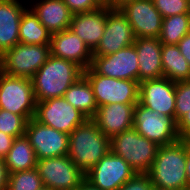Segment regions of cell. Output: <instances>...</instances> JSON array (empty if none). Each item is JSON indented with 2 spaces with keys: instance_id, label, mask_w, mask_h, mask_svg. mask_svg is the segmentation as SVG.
I'll return each instance as SVG.
<instances>
[{
  "instance_id": "f1b7e54d",
  "label": "cell",
  "mask_w": 190,
  "mask_h": 190,
  "mask_svg": "<svg viewBox=\"0 0 190 190\" xmlns=\"http://www.w3.org/2000/svg\"><path fill=\"white\" fill-rule=\"evenodd\" d=\"M34 116H21L10 111L0 109V132L14 138L25 135L28 120Z\"/></svg>"
},
{
  "instance_id": "60d3db41",
  "label": "cell",
  "mask_w": 190,
  "mask_h": 190,
  "mask_svg": "<svg viewBox=\"0 0 190 190\" xmlns=\"http://www.w3.org/2000/svg\"><path fill=\"white\" fill-rule=\"evenodd\" d=\"M100 7L112 8V0H94Z\"/></svg>"
},
{
  "instance_id": "ba28073f",
  "label": "cell",
  "mask_w": 190,
  "mask_h": 190,
  "mask_svg": "<svg viewBox=\"0 0 190 190\" xmlns=\"http://www.w3.org/2000/svg\"><path fill=\"white\" fill-rule=\"evenodd\" d=\"M0 109L34 116L36 100L31 78L13 77L0 71Z\"/></svg>"
},
{
  "instance_id": "2e32d148",
  "label": "cell",
  "mask_w": 190,
  "mask_h": 190,
  "mask_svg": "<svg viewBox=\"0 0 190 190\" xmlns=\"http://www.w3.org/2000/svg\"><path fill=\"white\" fill-rule=\"evenodd\" d=\"M139 103L175 119V82L165 77L139 82Z\"/></svg>"
},
{
  "instance_id": "3957f363",
  "label": "cell",
  "mask_w": 190,
  "mask_h": 190,
  "mask_svg": "<svg viewBox=\"0 0 190 190\" xmlns=\"http://www.w3.org/2000/svg\"><path fill=\"white\" fill-rule=\"evenodd\" d=\"M147 174L154 187L183 190L188 185L185 139L159 146L156 158Z\"/></svg>"
},
{
  "instance_id": "4316f807",
  "label": "cell",
  "mask_w": 190,
  "mask_h": 190,
  "mask_svg": "<svg viewBox=\"0 0 190 190\" xmlns=\"http://www.w3.org/2000/svg\"><path fill=\"white\" fill-rule=\"evenodd\" d=\"M190 32V13L178 14L163 18L160 42L165 45H177Z\"/></svg>"
},
{
  "instance_id": "d590c367",
  "label": "cell",
  "mask_w": 190,
  "mask_h": 190,
  "mask_svg": "<svg viewBox=\"0 0 190 190\" xmlns=\"http://www.w3.org/2000/svg\"><path fill=\"white\" fill-rule=\"evenodd\" d=\"M177 46L190 66V32L178 42Z\"/></svg>"
},
{
  "instance_id": "7402d4cb",
  "label": "cell",
  "mask_w": 190,
  "mask_h": 190,
  "mask_svg": "<svg viewBox=\"0 0 190 190\" xmlns=\"http://www.w3.org/2000/svg\"><path fill=\"white\" fill-rule=\"evenodd\" d=\"M36 1L38 2L36 3ZM36 1L31 3V6L28 4V7L50 33L69 29L73 14L63 0Z\"/></svg>"
},
{
  "instance_id": "4fadbf2b",
  "label": "cell",
  "mask_w": 190,
  "mask_h": 190,
  "mask_svg": "<svg viewBox=\"0 0 190 190\" xmlns=\"http://www.w3.org/2000/svg\"><path fill=\"white\" fill-rule=\"evenodd\" d=\"M133 29L127 17L120 9L107 7V22L98 46L92 51L93 56H106L133 45Z\"/></svg>"
},
{
  "instance_id": "83f0119b",
  "label": "cell",
  "mask_w": 190,
  "mask_h": 190,
  "mask_svg": "<svg viewBox=\"0 0 190 190\" xmlns=\"http://www.w3.org/2000/svg\"><path fill=\"white\" fill-rule=\"evenodd\" d=\"M44 187L36 168L8 174L6 190H40Z\"/></svg>"
},
{
  "instance_id": "8992f818",
  "label": "cell",
  "mask_w": 190,
  "mask_h": 190,
  "mask_svg": "<svg viewBox=\"0 0 190 190\" xmlns=\"http://www.w3.org/2000/svg\"><path fill=\"white\" fill-rule=\"evenodd\" d=\"M83 75L92 86L98 107L113 103L137 104L139 102V82L116 79L97 74L91 67Z\"/></svg>"
},
{
  "instance_id": "8fae6325",
  "label": "cell",
  "mask_w": 190,
  "mask_h": 190,
  "mask_svg": "<svg viewBox=\"0 0 190 190\" xmlns=\"http://www.w3.org/2000/svg\"><path fill=\"white\" fill-rule=\"evenodd\" d=\"M135 174L125 159L110 151L85 174V180L101 190H118Z\"/></svg>"
},
{
  "instance_id": "b9f144b4",
  "label": "cell",
  "mask_w": 190,
  "mask_h": 190,
  "mask_svg": "<svg viewBox=\"0 0 190 190\" xmlns=\"http://www.w3.org/2000/svg\"><path fill=\"white\" fill-rule=\"evenodd\" d=\"M151 190H167V189L157 188L153 186Z\"/></svg>"
},
{
  "instance_id": "4dcf8cb0",
  "label": "cell",
  "mask_w": 190,
  "mask_h": 190,
  "mask_svg": "<svg viewBox=\"0 0 190 190\" xmlns=\"http://www.w3.org/2000/svg\"><path fill=\"white\" fill-rule=\"evenodd\" d=\"M163 18L190 13V0H152Z\"/></svg>"
},
{
  "instance_id": "cb8c5ba5",
  "label": "cell",
  "mask_w": 190,
  "mask_h": 190,
  "mask_svg": "<svg viewBox=\"0 0 190 190\" xmlns=\"http://www.w3.org/2000/svg\"><path fill=\"white\" fill-rule=\"evenodd\" d=\"M63 98L88 119H92L97 111L92 86L84 75L66 90Z\"/></svg>"
},
{
  "instance_id": "277c9868",
  "label": "cell",
  "mask_w": 190,
  "mask_h": 190,
  "mask_svg": "<svg viewBox=\"0 0 190 190\" xmlns=\"http://www.w3.org/2000/svg\"><path fill=\"white\" fill-rule=\"evenodd\" d=\"M110 148L140 174L149 172L159 146L132 128L112 137Z\"/></svg>"
},
{
  "instance_id": "ee69618b",
  "label": "cell",
  "mask_w": 190,
  "mask_h": 190,
  "mask_svg": "<svg viewBox=\"0 0 190 190\" xmlns=\"http://www.w3.org/2000/svg\"><path fill=\"white\" fill-rule=\"evenodd\" d=\"M183 190H190V185H187Z\"/></svg>"
},
{
  "instance_id": "8d00e7d4",
  "label": "cell",
  "mask_w": 190,
  "mask_h": 190,
  "mask_svg": "<svg viewBox=\"0 0 190 190\" xmlns=\"http://www.w3.org/2000/svg\"><path fill=\"white\" fill-rule=\"evenodd\" d=\"M8 173L4 161L0 159V190H6Z\"/></svg>"
},
{
  "instance_id": "1f68e13d",
  "label": "cell",
  "mask_w": 190,
  "mask_h": 190,
  "mask_svg": "<svg viewBox=\"0 0 190 190\" xmlns=\"http://www.w3.org/2000/svg\"><path fill=\"white\" fill-rule=\"evenodd\" d=\"M152 187H153L152 181L147 173H140V174L136 173L118 190H151Z\"/></svg>"
},
{
  "instance_id": "5b68a950",
  "label": "cell",
  "mask_w": 190,
  "mask_h": 190,
  "mask_svg": "<svg viewBox=\"0 0 190 190\" xmlns=\"http://www.w3.org/2000/svg\"><path fill=\"white\" fill-rule=\"evenodd\" d=\"M50 55V44L19 42L0 56V71L13 77L32 78Z\"/></svg>"
},
{
  "instance_id": "d4e9b609",
  "label": "cell",
  "mask_w": 190,
  "mask_h": 190,
  "mask_svg": "<svg viewBox=\"0 0 190 190\" xmlns=\"http://www.w3.org/2000/svg\"><path fill=\"white\" fill-rule=\"evenodd\" d=\"M163 76L173 82L189 81L190 66L177 45L162 44Z\"/></svg>"
},
{
  "instance_id": "e575fe53",
  "label": "cell",
  "mask_w": 190,
  "mask_h": 190,
  "mask_svg": "<svg viewBox=\"0 0 190 190\" xmlns=\"http://www.w3.org/2000/svg\"><path fill=\"white\" fill-rule=\"evenodd\" d=\"M14 137L6 133L0 132V159H4L11 149Z\"/></svg>"
},
{
  "instance_id": "52a82bcc",
  "label": "cell",
  "mask_w": 190,
  "mask_h": 190,
  "mask_svg": "<svg viewBox=\"0 0 190 190\" xmlns=\"http://www.w3.org/2000/svg\"><path fill=\"white\" fill-rule=\"evenodd\" d=\"M133 128L158 146L169 145L180 139L174 118L144 107H134Z\"/></svg>"
},
{
  "instance_id": "484cf974",
  "label": "cell",
  "mask_w": 190,
  "mask_h": 190,
  "mask_svg": "<svg viewBox=\"0 0 190 190\" xmlns=\"http://www.w3.org/2000/svg\"><path fill=\"white\" fill-rule=\"evenodd\" d=\"M52 33L39 21L28 7L22 14L19 27V42L22 44H50Z\"/></svg>"
},
{
  "instance_id": "e0dca14e",
  "label": "cell",
  "mask_w": 190,
  "mask_h": 190,
  "mask_svg": "<svg viewBox=\"0 0 190 190\" xmlns=\"http://www.w3.org/2000/svg\"><path fill=\"white\" fill-rule=\"evenodd\" d=\"M50 52L54 57L75 62L84 70L88 69L92 63V51L70 29L52 34Z\"/></svg>"
},
{
  "instance_id": "ab89813d",
  "label": "cell",
  "mask_w": 190,
  "mask_h": 190,
  "mask_svg": "<svg viewBox=\"0 0 190 190\" xmlns=\"http://www.w3.org/2000/svg\"><path fill=\"white\" fill-rule=\"evenodd\" d=\"M131 1L135 0H112V9H120L123 5Z\"/></svg>"
},
{
  "instance_id": "5bb4252c",
  "label": "cell",
  "mask_w": 190,
  "mask_h": 190,
  "mask_svg": "<svg viewBox=\"0 0 190 190\" xmlns=\"http://www.w3.org/2000/svg\"><path fill=\"white\" fill-rule=\"evenodd\" d=\"M97 74L138 81V57L134 44L106 56H93L90 66Z\"/></svg>"
},
{
  "instance_id": "9a60e30c",
  "label": "cell",
  "mask_w": 190,
  "mask_h": 190,
  "mask_svg": "<svg viewBox=\"0 0 190 190\" xmlns=\"http://www.w3.org/2000/svg\"><path fill=\"white\" fill-rule=\"evenodd\" d=\"M120 10L127 17L136 38H158L163 17L152 0H135L123 5Z\"/></svg>"
},
{
  "instance_id": "7bdbcfd3",
  "label": "cell",
  "mask_w": 190,
  "mask_h": 190,
  "mask_svg": "<svg viewBox=\"0 0 190 190\" xmlns=\"http://www.w3.org/2000/svg\"><path fill=\"white\" fill-rule=\"evenodd\" d=\"M40 190H52V189L44 186Z\"/></svg>"
},
{
  "instance_id": "ac0fdd59",
  "label": "cell",
  "mask_w": 190,
  "mask_h": 190,
  "mask_svg": "<svg viewBox=\"0 0 190 190\" xmlns=\"http://www.w3.org/2000/svg\"><path fill=\"white\" fill-rule=\"evenodd\" d=\"M136 104L113 103L102 105L92 120L108 138L133 128L134 107Z\"/></svg>"
},
{
  "instance_id": "f35d334b",
  "label": "cell",
  "mask_w": 190,
  "mask_h": 190,
  "mask_svg": "<svg viewBox=\"0 0 190 190\" xmlns=\"http://www.w3.org/2000/svg\"><path fill=\"white\" fill-rule=\"evenodd\" d=\"M75 190H101L91 185L87 180H84Z\"/></svg>"
},
{
  "instance_id": "30bf717a",
  "label": "cell",
  "mask_w": 190,
  "mask_h": 190,
  "mask_svg": "<svg viewBox=\"0 0 190 190\" xmlns=\"http://www.w3.org/2000/svg\"><path fill=\"white\" fill-rule=\"evenodd\" d=\"M34 119L68 135L88 118L63 97L36 102Z\"/></svg>"
},
{
  "instance_id": "44dd1931",
  "label": "cell",
  "mask_w": 190,
  "mask_h": 190,
  "mask_svg": "<svg viewBox=\"0 0 190 190\" xmlns=\"http://www.w3.org/2000/svg\"><path fill=\"white\" fill-rule=\"evenodd\" d=\"M23 1L0 0V56L19 43L21 17L28 8Z\"/></svg>"
},
{
  "instance_id": "d6986e66",
  "label": "cell",
  "mask_w": 190,
  "mask_h": 190,
  "mask_svg": "<svg viewBox=\"0 0 190 190\" xmlns=\"http://www.w3.org/2000/svg\"><path fill=\"white\" fill-rule=\"evenodd\" d=\"M134 46L139 64L138 82L163 78L160 39L139 37L135 39Z\"/></svg>"
},
{
  "instance_id": "7c38bea8",
  "label": "cell",
  "mask_w": 190,
  "mask_h": 190,
  "mask_svg": "<svg viewBox=\"0 0 190 190\" xmlns=\"http://www.w3.org/2000/svg\"><path fill=\"white\" fill-rule=\"evenodd\" d=\"M25 136L35 150L37 160L61 157L68 154L69 135L43 125L34 118L28 120Z\"/></svg>"
},
{
  "instance_id": "603a6c76",
  "label": "cell",
  "mask_w": 190,
  "mask_h": 190,
  "mask_svg": "<svg viewBox=\"0 0 190 190\" xmlns=\"http://www.w3.org/2000/svg\"><path fill=\"white\" fill-rule=\"evenodd\" d=\"M8 174L36 168L37 157L29 139L23 135L14 139L3 159Z\"/></svg>"
},
{
  "instance_id": "74e56055",
  "label": "cell",
  "mask_w": 190,
  "mask_h": 190,
  "mask_svg": "<svg viewBox=\"0 0 190 190\" xmlns=\"http://www.w3.org/2000/svg\"><path fill=\"white\" fill-rule=\"evenodd\" d=\"M186 143V177L188 185H190V139H185Z\"/></svg>"
},
{
  "instance_id": "7a4b0ae2",
  "label": "cell",
  "mask_w": 190,
  "mask_h": 190,
  "mask_svg": "<svg viewBox=\"0 0 190 190\" xmlns=\"http://www.w3.org/2000/svg\"><path fill=\"white\" fill-rule=\"evenodd\" d=\"M110 151V138L92 119H87L69 134L67 155L85 174Z\"/></svg>"
},
{
  "instance_id": "9c48e42d",
  "label": "cell",
  "mask_w": 190,
  "mask_h": 190,
  "mask_svg": "<svg viewBox=\"0 0 190 190\" xmlns=\"http://www.w3.org/2000/svg\"><path fill=\"white\" fill-rule=\"evenodd\" d=\"M36 169L43 185L52 190H75L85 180L68 155L37 160Z\"/></svg>"
},
{
  "instance_id": "836d02e7",
  "label": "cell",
  "mask_w": 190,
  "mask_h": 190,
  "mask_svg": "<svg viewBox=\"0 0 190 190\" xmlns=\"http://www.w3.org/2000/svg\"><path fill=\"white\" fill-rule=\"evenodd\" d=\"M180 139H190V110L177 122Z\"/></svg>"
},
{
  "instance_id": "f546056e",
  "label": "cell",
  "mask_w": 190,
  "mask_h": 190,
  "mask_svg": "<svg viewBox=\"0 0 190 190\" xmlns=\"http://www.w3.org/2000/svg\"><path fill=\"white\" fill-rule=\"evenodd\" d=\"M190 110V80L175 82V121Z\"/></svg>"
},
{
  "instance_id": "6da1fadb",
  "label": "cell",
  "mask_w": 190,
  "mask_h": 190,
  "mask_svg": "<svg viewBox=\"0 0 190 190\" xmlns=\"http://www.w3.org/2000/svg\"><path fill=\"white\" fill-rule=\"evenodd\" d=\"M83 73L84 69L75 62L50 55L31 78L36 102L63 97Z\"/></svg>"
},
{
  "instance_id": "d6a6232c",
  "label": "cell",
  "mask_w": 190,
  "mask_h": 190,
  "mask_svg": "<svg viewBox=\"0 0 190 190\" xmlns=\"http://www.w3.org/2000/svg\"><path fill=\"white\" fill-rule=\"evenodd\" d=\"M72 14L90 12L100 8L94 0H63Z\"/></svg>"
},
{
  "instance_id": "ffe728a7",
  "label": "cell",
  "mask_w": 190,
  "mask_h": 190,
  "mask_svg": "<svg viewBox=\"0 0 190 190\" xmlns=\"http://www.w3.org/2000/svg\"><path fill=\"white\" fill-rule=\"evenodd\" d=\"M107 22V7L84 13L73 14L69 29L93 51L103 36Z\"/></svg>"
}]
</instances>
